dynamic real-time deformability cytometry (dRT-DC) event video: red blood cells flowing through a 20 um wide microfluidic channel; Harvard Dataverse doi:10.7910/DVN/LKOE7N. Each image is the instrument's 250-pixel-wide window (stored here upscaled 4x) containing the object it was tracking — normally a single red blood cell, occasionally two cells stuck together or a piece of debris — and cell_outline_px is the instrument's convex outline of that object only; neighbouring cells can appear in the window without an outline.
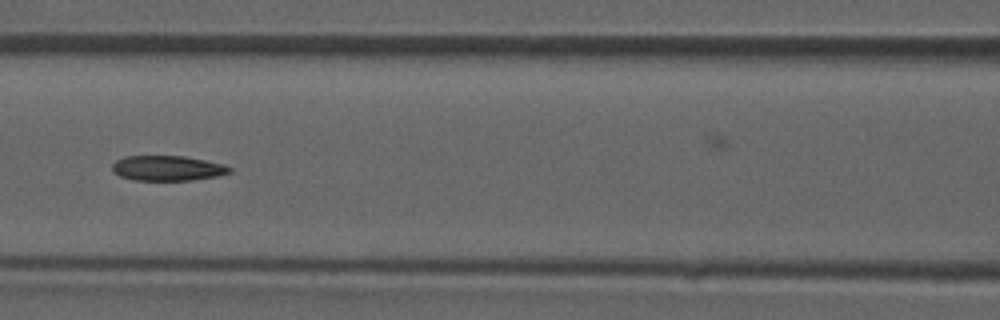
{"species": "common noctule bat (a hibernating species)", "species_latin": "Nyctalus noctula", "temperature_condition": "room temperature", "stored_images_in_passage": 47, "camera_frame_rate_fps": 3000, "um_per_image_px": 0.085, "animal": {"sex": "male", "forearm_length_mm": 52.5}, "frame": {"image": 1, "passage_image": 20, "time_ms": 6.333, "image_size_px": [1000, 320], "cell_outline_px": [[232, 172], [216, 176], [192, 180], [132, 180], [120, 176], [112, 172], [112, 164], [116, 160], [124, 156], [184, 156], [224, 164], [232, 168]], "centroid_in_image_um": [14.21, 14.29], "position_along_channel_um": 152.4, "area_um2": 17.22}}